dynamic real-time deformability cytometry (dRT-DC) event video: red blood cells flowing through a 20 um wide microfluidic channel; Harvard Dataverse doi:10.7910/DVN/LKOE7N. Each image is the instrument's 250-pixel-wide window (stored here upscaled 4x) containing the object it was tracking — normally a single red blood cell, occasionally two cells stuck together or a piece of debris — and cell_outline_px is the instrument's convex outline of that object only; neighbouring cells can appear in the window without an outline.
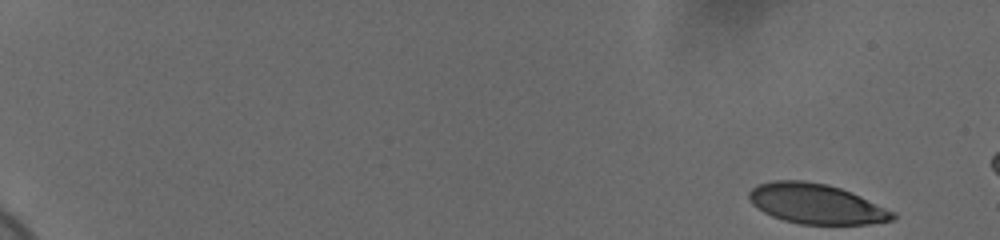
{"species": "human", "species_latin": "Homo sapiens", "temperature_condition": "cold", "stored_images_in_passage": 17, "camera_frame_rate_fps": 3000, "um_per_image_px": 0.085, "donor": {"sex": "female"}, "frame": {"image": 1, "passage_image": 1, "time_ms": 0.0, "image_size_px": [1000, 240], "cell_outline_px": [[896, 220], [868, 224], [800, 224], [784, 220], [772, 216], [756, 208], [748, 200], [748, 192], [756, 184], [772, 180], [804, 180], [828, 184], [840, 188], [860, 196], [896, 212]], "centroid_in_image_um": [69.36, 17.32], "position_along_channel_um": 15.6, "area_um2": 33.81}}